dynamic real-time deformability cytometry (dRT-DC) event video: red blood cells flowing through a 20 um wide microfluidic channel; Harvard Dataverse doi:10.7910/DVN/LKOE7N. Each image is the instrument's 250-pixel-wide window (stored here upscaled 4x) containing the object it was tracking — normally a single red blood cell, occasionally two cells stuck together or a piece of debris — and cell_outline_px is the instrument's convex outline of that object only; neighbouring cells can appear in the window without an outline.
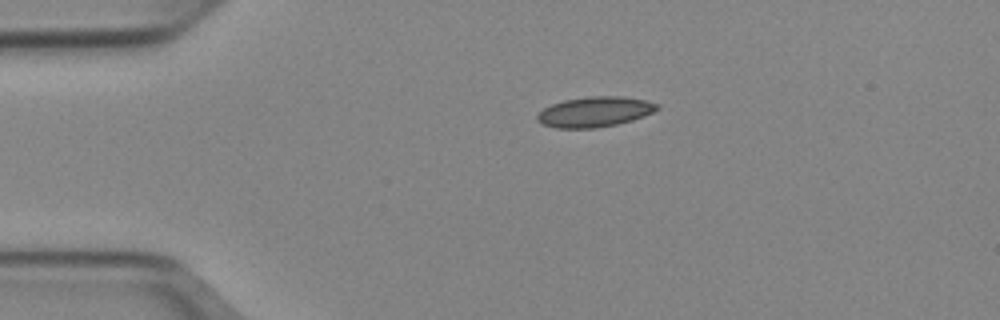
{"species": "Egyptian fruit bat (a non-hibernating species)", "species_latin": "Rousettus aegyptiacus", "temperature_condition": "cold", "stored_images_in_passage": 41, "camera_frame_rate_fps": 3000, "um_per_image_px": 0.085, "animal": {"sex": "female"}, "frame": {"image": 1, "passage_image": 1, "time_ms": 0.0, "image_size_px": [1000, 320], "cell_outline_px": [[660, 108], [644, 116], [632, 120], [616, 124], [596, 128], [556, 128], [540, 124], [536, 120], [536, 116], [544, 108], [552, 104], [564, 100], [588, 96], [624, 96], [644, 100], [656, 104]], "centroid_in_image_um": [50.51, 9.51], "position_along_channel_um": 34.5, "area_um2": 21.1}}
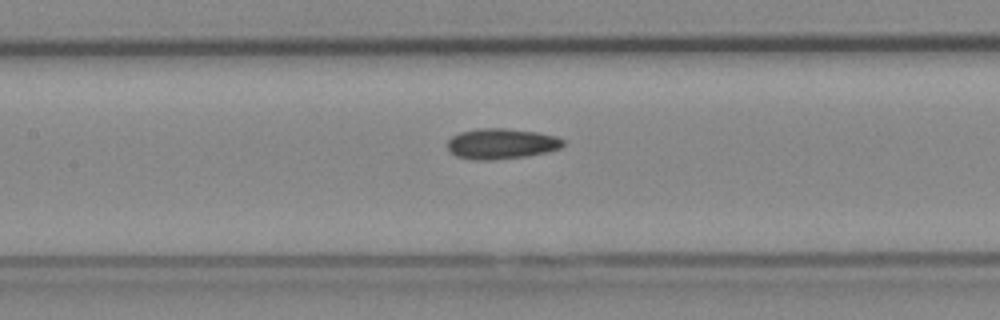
{"frame": {"image": 2, "passage_image": 14, "time_ms": 4.333, "image_size_px": [1000, 320], "cell_outline_px": [[564, 144], [560, 148], [548, 152], [528, 156], [492, 160], [472, 160], [456, 156], [448, 148], [448, 140], [452, 136], [460, 132], [480, 128], [504, 128], [536, 132], [556, 136], [564, 140]], "centroid_in_image_um": [42.62, 12.22], "position_along_channel_um": 164.8, "area_um2": 20.63}}
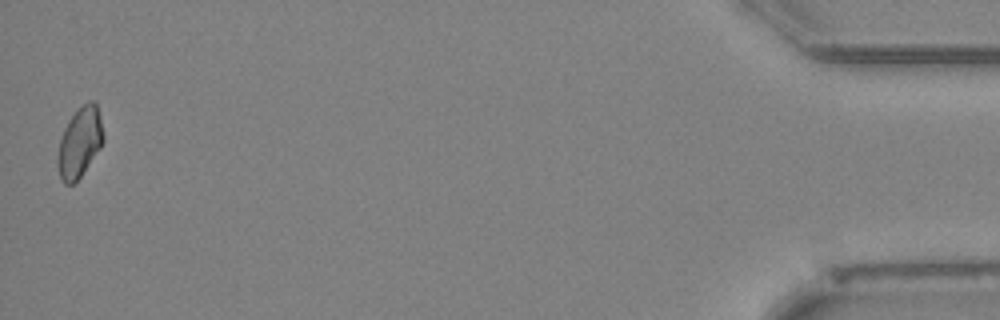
{"frame": {"image": 3, "passage_image": 41, "time_ms": 13.333, "image_size_px": [1000, 320], "cell_outline_px": [[104, 140], [100, 148], [80, 176], [72, 184], [64, 184], [60, 180], [56, 164], [56, 156], [60, 140], [64, 128], [68, 120], [88, 100], [92, 100], [96, 104], [100, 116], [104, 136]], "centroid_in_image_um": [6.75, 12.13], "position_along_channel_um": 428.5, "area_um2": 18.55}, "authors_computed_cell_mechanics": {"area_um2": 19.7098, "velocity_mm_per_s": 3.9496, "shape_relaxation_time_tau1_ms": null, "shape_relaxation_time_tau2_ms": 8.2247, "deformation_change_tau1": null, "deformation_change_tau2": 0.1395}}